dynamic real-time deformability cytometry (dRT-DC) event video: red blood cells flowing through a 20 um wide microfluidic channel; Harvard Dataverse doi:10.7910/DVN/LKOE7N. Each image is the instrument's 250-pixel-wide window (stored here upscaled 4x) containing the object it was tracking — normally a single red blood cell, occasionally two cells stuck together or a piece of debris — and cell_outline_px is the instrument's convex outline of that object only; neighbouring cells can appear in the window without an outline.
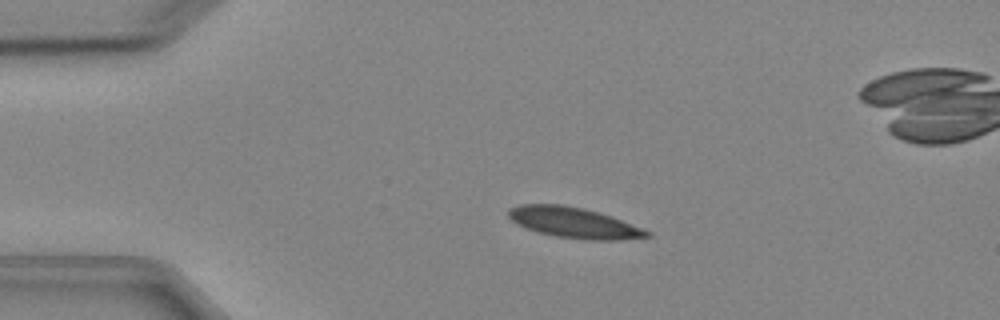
{"species": "Egyptian fruit bat (a non-hibernating species)", "species_latin": "Rousettus aegyptiacus", "temperature_condition": "cold", "stored_images_in_passage": 5, "camera_frame_rate_fps": 3000, "um_per_image_px": 0.085, "animal": {"sex": "female"}, "frame": {"image": 1, "passage_image": 4, "time_ms": 3.333, "image_size_px": [1000, 320], "cell_outline_px": [[652, 236], [616, 240], [584, 240], [556, 236], [536, 232], [516, 224], [508, 216], [508, 208], [520, 204], [564, 204], [584, 208], [600, 212], [612, 216], [652, 232]], "centroid_in_image_um": [48.77, 18.92], "position_along_channel_um": 36.2, "area_um2": 24.97}}